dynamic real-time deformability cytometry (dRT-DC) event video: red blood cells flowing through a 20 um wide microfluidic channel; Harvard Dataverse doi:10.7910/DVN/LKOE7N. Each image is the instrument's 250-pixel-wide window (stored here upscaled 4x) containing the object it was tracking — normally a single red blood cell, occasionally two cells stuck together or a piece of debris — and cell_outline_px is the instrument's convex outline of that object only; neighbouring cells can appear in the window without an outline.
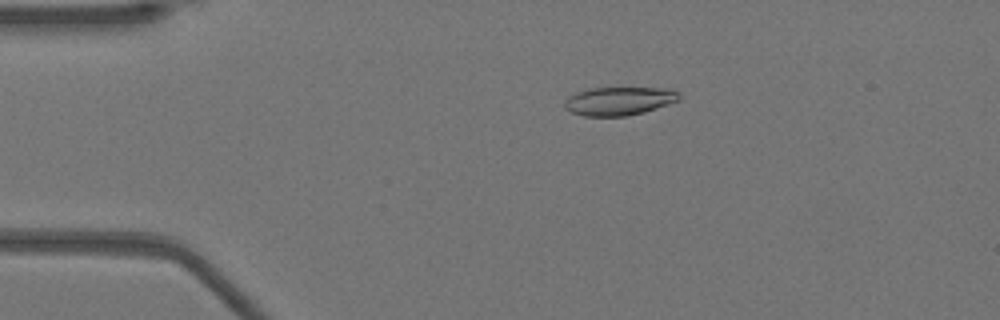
{"species": "Egyptian fruit bat (a non-hibernating species)", "species_latin": "Rousettus aegyptiacus", "temperature_condition": "warm", "stored_images_in_passage": 49, "camera_frame_rate_fps": 3000, "um_per_image_px": 0.085, "animal": {"sex": "female"}, "frame": {"image": 1, "passage_image": 8, "time_ms": 2.333, "image_size_px": [1000, 320], "cell_outline_px": [[680, 100], [644, 112], [628, 116], [584, 116], [572, 112], [564, 108], [564, 100], [568, 96], [576, 92], [588, 88], [676, 88], [680, 92]], "centroid_in_image_um": [52.64, 8.58], "position_along_channel_um": 32.4, "area_um2": 19.25}}
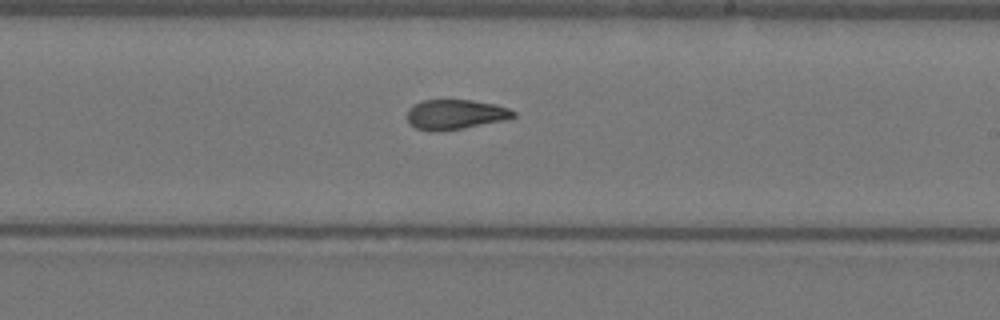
{"frame": {"image": 2, "passage_image": 28, "time_ms": 9.0, "image_size_px": [1000, 320], "cell_outline_px": [[516, 116], [512, 120], [440, 132], [428, 132], [416, 128], [408, 124], [408, 108], [424, 100], [472, 100], [496, 104], [508, 108], [516, 112]], "centroid_in_image_um": [38.76, 9.75], "position_along_channel_um": 250.2, "area_um2": 19.02}}
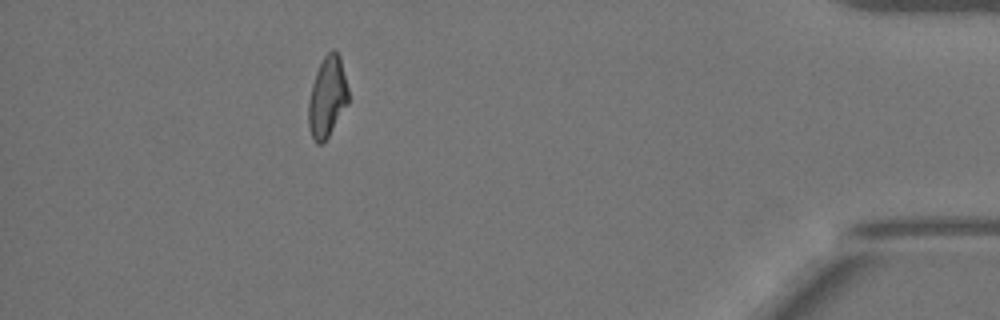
{"frame": {"image": 3, "passage_image": 44, "time_ms": 14.333, "image_size_px": [1000, 320], "cell_outline_px": [[348, 104], [328, 136], [320, 144], [316, 144], [308, 128], [308, 100], [312, 84], [316, 72], [324, 56], [332, 48], [340, 56], [348, 88]], "centroid_in_image_um": [27.81, 8.24], "position_along_channel_um": 407.4, "area_um2": 18.67}, "authors_computed_cell_mechanics": {"area_um2": 19.1896, "velocity_mm_per_s": 3.9389, "shape_relaxation_time_tau1_ms": 6.1902, "shape_relaxation_time_tau2_ms": 1.6895, "deformation_change_tau1": 0.2082, "deformation_change_tau2": 0.0747}}